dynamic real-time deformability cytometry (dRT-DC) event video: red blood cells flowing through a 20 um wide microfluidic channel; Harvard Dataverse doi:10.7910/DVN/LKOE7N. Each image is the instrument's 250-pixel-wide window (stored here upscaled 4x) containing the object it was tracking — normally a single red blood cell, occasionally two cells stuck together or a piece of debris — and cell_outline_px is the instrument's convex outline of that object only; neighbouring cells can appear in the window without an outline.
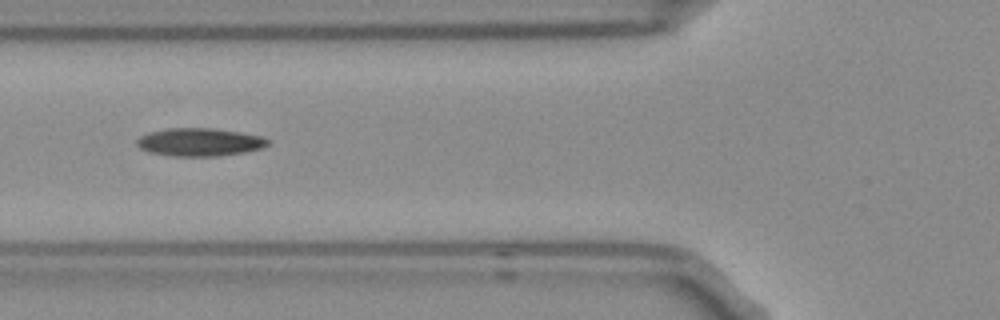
{"species": "Egyptian fruit bat (a non-hibernating species)", "species_latin": "Rousettus aegyptiacus", "temperature_condition": "room temperature", "stored_images_in_passage": 8, "camera_frame_rate_fps": 3000, "um_per_image_px": 0.085, "frame": {"image": 1, "passage_image": 6, "time_ms": 1.667, "image_size_px": [1000, 320], "cell_outline_px": [[272, 144], [264, 148], [244, 152], [220, 156], [172, 156], [148, 152], [140, 148], [136, 144], [136, 140], [140, 136], [148, 132], [168, 128], [216, 128], [264, 136], [272, 140]], "centroid_in_image_um": [17.03, 12.07], "position_along_channel_um": 108.8, "area_um2": 21.85}}